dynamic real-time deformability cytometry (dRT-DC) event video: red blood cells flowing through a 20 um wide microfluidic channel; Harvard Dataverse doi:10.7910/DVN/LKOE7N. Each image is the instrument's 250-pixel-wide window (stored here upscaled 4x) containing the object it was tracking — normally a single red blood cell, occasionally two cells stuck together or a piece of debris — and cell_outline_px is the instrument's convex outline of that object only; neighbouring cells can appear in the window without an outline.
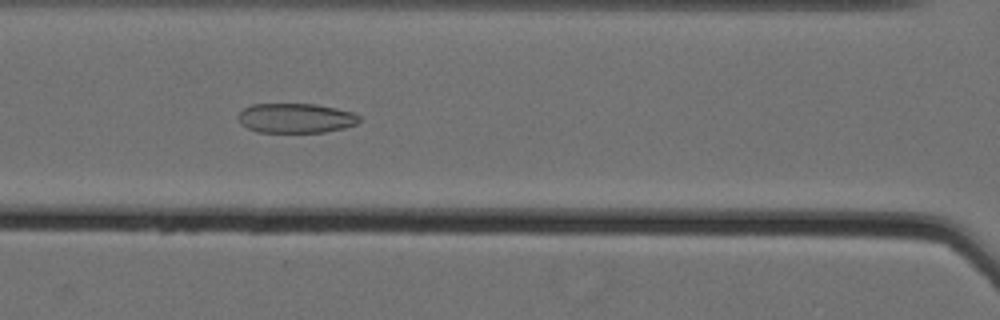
{"species": "Egyptian fruit bat (a non-hibernating species)", "species_latin": "Rousettus aegyptiacus", "temperature_condition": "cold", "stored_images_in_passage": 60, "camera_frame_rate_fps": 3000, "um_per_image_px": 0.085, "animal": {"sex": "female"}, "frame": {"image": 1, "passage_image": 30, "time_ms": 9.667, "image_size_px": [1000, 320], "cell_outline_px": [[360, 120], [356, 124], [344, 128], [324, 132], [256, 132], [240, 124], [236, 116], [244, 108], [252, 104], [316, 104], [336, 108], [352, 112], [360, 116]], "centroid_in_image_um": [25.12, 10.04], "position_along_channel_um": 141.5, "area_um2": 21.04}}
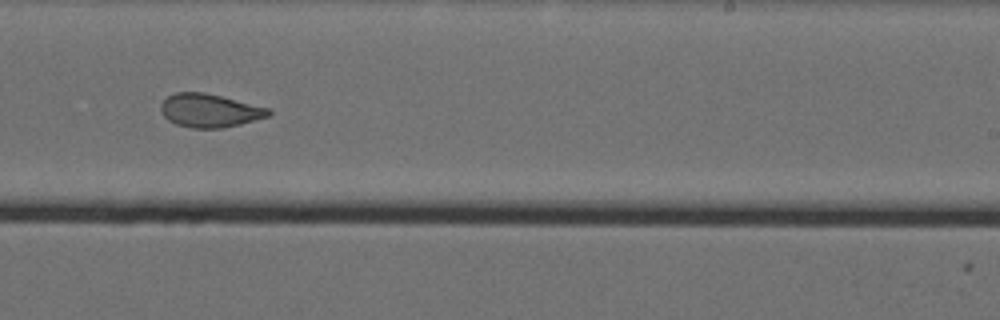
{"frame": {"image": 2, "passage_image": 41, "time_ms": 13.333, "image_size_px": [1000, 320], "cell_outline_px": [[272, 112], [268, 116], [240, 124], [220, 128], [192, 128], [176, 124], [168, 120], [160, 112], [160, 104], [168, 96], [176, 92], [204, 92], [268, 108]], "centroid_in_image_um": [17.77, 9.4], "position_along_channel_um": 271.2, "area_um2": 20.75}}
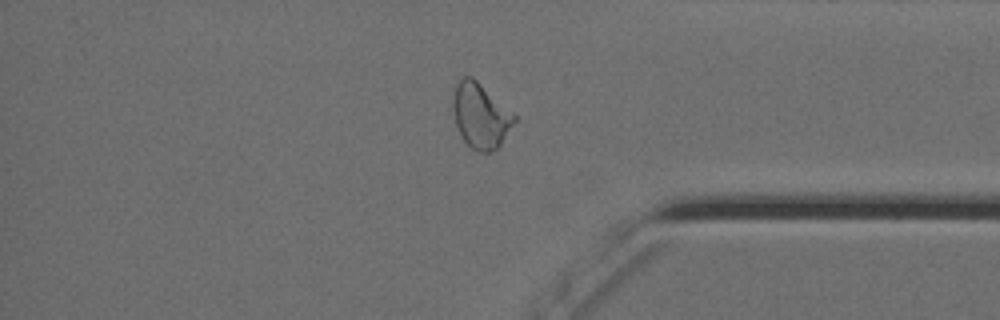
{"frame": {"image": 3, "passage_image": 52, "time_ms": 17.0, "image_size_px": [1000, 320], "cell_outline_px": [[516, 120], [500, 144], [496, 148], [488, 152], [476, 152], [460, 136], [456, 124], [452, 104], [452, 100], [456, 84], [464, 76], [472, 76], [512, 112], [516, 116]], "centroid_in_image_um": [40.82, 9.83], "position_along_channel_um": 394.4, "area_um2": 22.89}, "authors_computed_cell_mechanics": {"area_um2": 25.143, "velocity_mm_per_s": 3.5385, "shape_relaxation_time_tau1_ms": null, "shape_relaxation_time_tau2_ms": 1.9171, "deformation_change_tau1": null, "deformation_change_tau2": 0.0803}}